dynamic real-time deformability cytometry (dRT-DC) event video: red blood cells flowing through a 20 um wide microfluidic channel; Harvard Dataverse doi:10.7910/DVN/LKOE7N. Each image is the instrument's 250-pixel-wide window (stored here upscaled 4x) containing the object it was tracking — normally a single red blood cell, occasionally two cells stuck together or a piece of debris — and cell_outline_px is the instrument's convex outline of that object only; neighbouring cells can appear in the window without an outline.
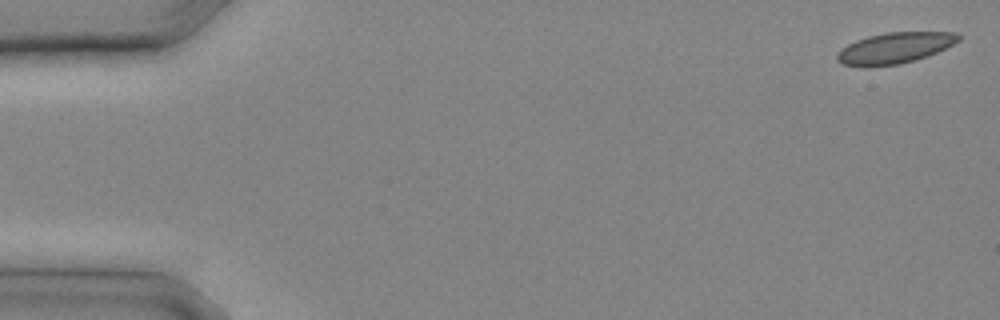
{"species": "common noctule bat (a hibernating species)", "species_latin": "Nyctalus noctula", "temperature_condition": "cold", "stored_images_in_passage": 14, "camera_frame_rate_fps": 3000, "um_per_image_px": 0.085, "animal": {"sex": "male", "body_mass_g": 20.4}, "frame": {"image": 1, "passage_image": 1, "time_ms": 0.0, "image_size_px": [1000, 320], "cell_outline_px": [[960, 40], [936, 52], [916, 60], [900, 64], [868, 68], [844, 64], [836, 60], [836, 52], [840, 48], [856, 40], [868, 36], [888, 32], [956, 32], [960, 36]], "centroid_in_image_um": [75.99, 4.09], "position_along_channel_um": 9.0, "area_um2": 22.08}}
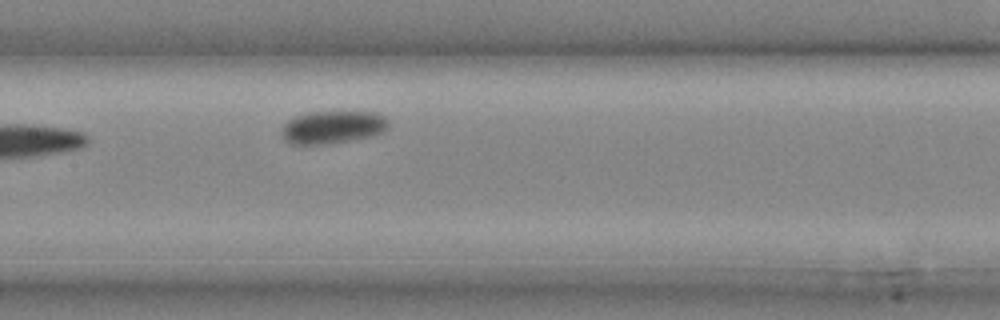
{"frame": {"image": 2, "passage_image": 14, "time_ms": 4.333, "image_size_px": [1000, 320], "cell_outline_px": [[388, 128], [384, 132], [376, 136], [328, 144], [292, 144], [284, 140], [280, 128], [288, 120], [296, 116], [308, 112], [380, 112], [388, 120]], "centroid_in_image_um": [28.31, 10.81], "position_along_channel_um": 179.1, "area_um2": 20.75}}